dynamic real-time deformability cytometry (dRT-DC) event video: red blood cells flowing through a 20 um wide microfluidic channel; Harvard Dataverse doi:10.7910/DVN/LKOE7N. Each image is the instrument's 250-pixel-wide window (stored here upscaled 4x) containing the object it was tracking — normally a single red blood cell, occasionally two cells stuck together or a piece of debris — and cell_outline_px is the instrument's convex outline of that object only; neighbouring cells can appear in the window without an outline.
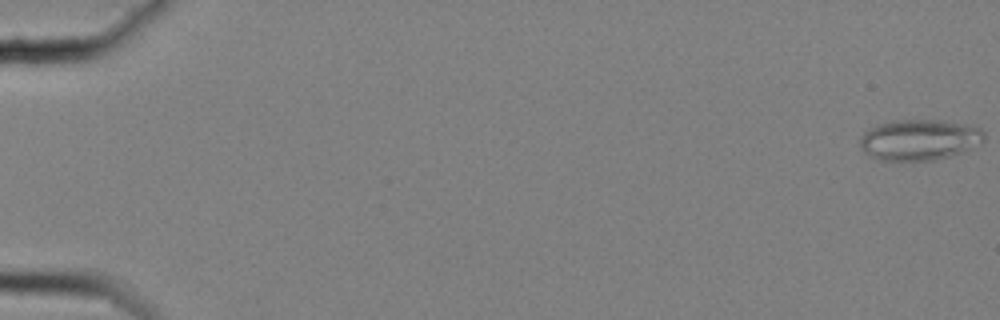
{"species": "common noctule bat (a hibernating species)", "species_latin": "Nyctalus noctula", "temperature_condition": "cold", "stored_images_in_passage": 61, "segment_of_instrument_passage": [1, 2], "camera_frame_rate_fps": 3000, "um_per_image_px": 0.085, "animal": {"sex": "female", "body_mass_g": 25.1}, "frame": {"image": 1, "passage_image": 1, "time_ms": 0.0, "image_size_px": [1000, 320], "cell_outline_px": [[984, 140], [980, 144], [972, 148], [948, 156], [932, 160], [880, 160], [864, 152], [860, 144], [860, 140], [864, 132], [880, 124], [892, 120], [940, 120], [972, 124], [980, 128], [984, 132]], "centroid_in_image_um": [78.19, 11.86], "position_along_channel_um": 6.8, "area_um2": 29.42}}
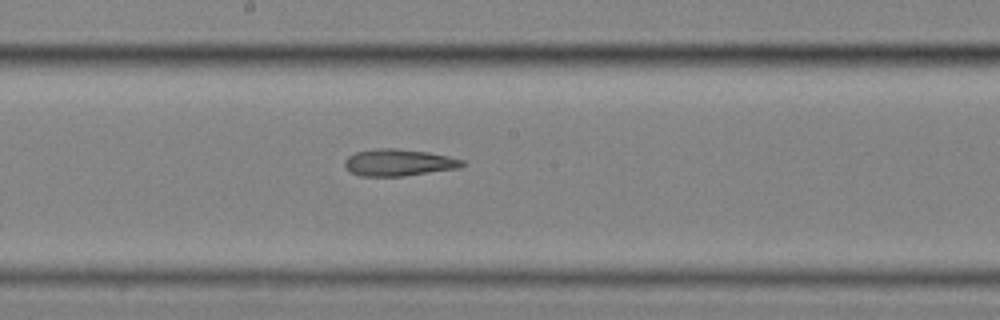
{"frame": {"image": 2, "passage_image": 34, "time_ms": 11.0, "image_size_px": [1000, 320], "cell_outline_px": [[464, 164], [460, 168], [404, 176], [360, 176], [344, 168], [344, 160], [348, 156], [356, 152], [376, 148], [396, 148], [428, 152], [448, 156], [464, 160]], "centroid_in_image_um": [33.87, 13.81], "position_along_channel_um": 214.3, "area_um2": 18.5}}
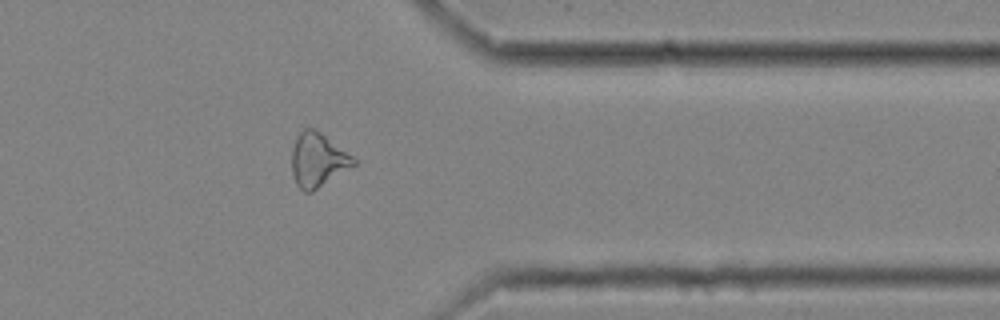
{"frame": {"image": 3, "passage_image": 49, "time_ms": 16.0, "image_size_px": [1000, 320], "cell_outline_px": [[356, 164], [312, 192], [304, 192], [296, 184], [292, 172], [292, 148], [296, 136], [304, 128], [312, 128], [320, 132], [352, 156], [356, 160]], "centroid_in_image_um": [26.98, 13.6], "position_along_channel_um": 384.4, "area_um2": 19.19}}